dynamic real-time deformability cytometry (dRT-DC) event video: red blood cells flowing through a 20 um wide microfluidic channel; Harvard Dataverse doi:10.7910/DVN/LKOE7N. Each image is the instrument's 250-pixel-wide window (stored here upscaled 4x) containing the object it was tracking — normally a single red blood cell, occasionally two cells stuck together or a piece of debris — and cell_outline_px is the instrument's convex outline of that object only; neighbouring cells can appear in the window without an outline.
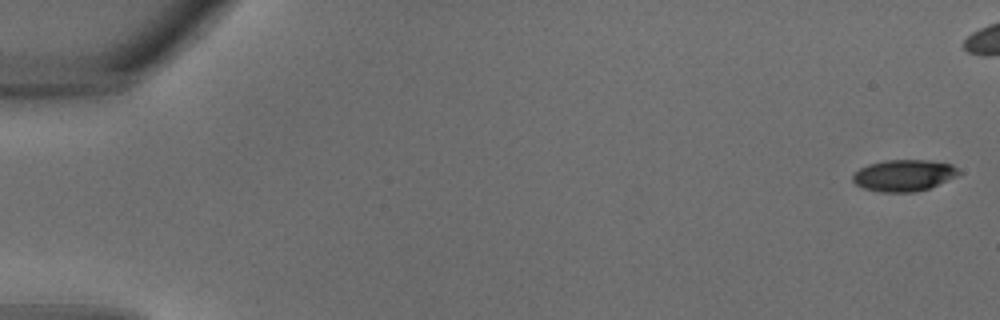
{"species": "common noctule bat (a hibernating species)", "species_latin": "Nyctalus noctula", "temperature_condition": "warm", "stored_images_in_passage": 31, "camera_frame_rate_fps": 3000, "um_per_image_px": 0.085, "animal": {"sex": "male", "body_mass_g": 18.8}, "frame": {"image": 1, "passage_image": 1, "time_ms": 0.0, "image_size_px": [1000, 320], "cell_outline_px": [[960, 172], [928, 188], [916, 192], [880, 192], [864, 188], [856, 184], [852, 180], [852, 176], [860, 168], [868, 164], [888, 160], [928, 160], [952, 164]], "centroid_in_image_um": [76.76, 14.9], "position_along_channel_um": 8.2, "area_um2": 19.02}}
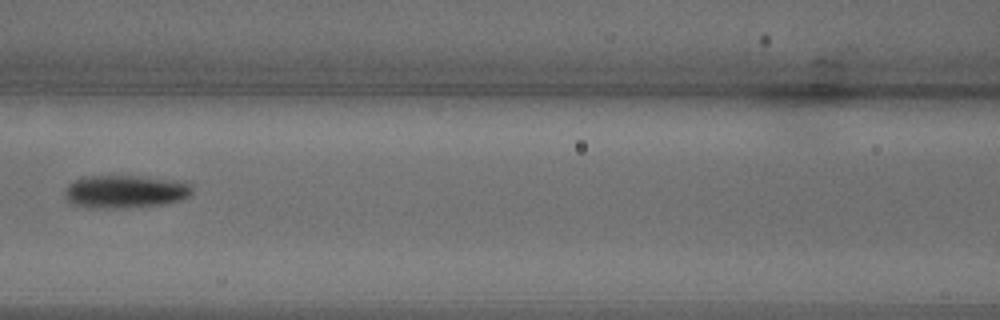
{"frame": {"image": 2, "passage_image": 16, "time_ms": 5.0, "image_size_px": [1000, 320], "cell_outline_px": [[192, 192], [184, 200], [164, 204], [128, 208], [88, 208], [68, 204], [64, 196], [64, 188], [72, 180], [88, 176], [136, 176], [192, 180]], "centroid_in_image_um": [10.67, 16.28], "position_along_channel_um": 155.9, "area_um2": 25.49}}
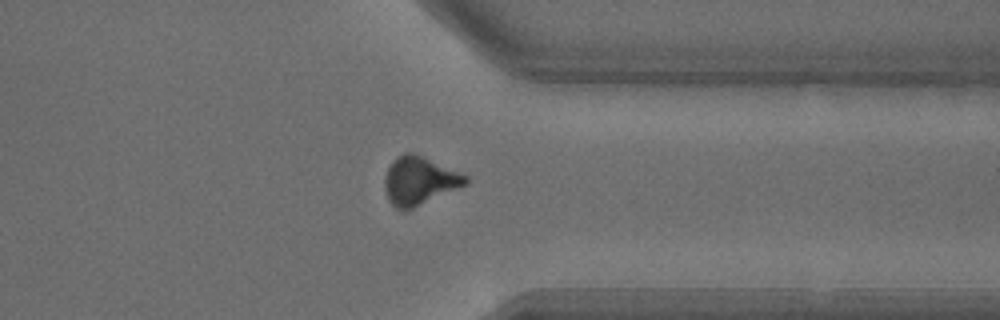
{"frame": {"image": 3, "passage_image": 27, "time_ms": 8.667, "image_size_px": [1000, 320], "cell_outline_px": [[468, 184], [404, 212], [396, 208], [388, 200], [384, 188], [384, 176], [392, 160], [404, 152], [412, 152], [468, 176]], "centroid_in_image_um": [35.61, 15.38], "position_along_channel_um": 375.8, "area_um2": 22.72}}